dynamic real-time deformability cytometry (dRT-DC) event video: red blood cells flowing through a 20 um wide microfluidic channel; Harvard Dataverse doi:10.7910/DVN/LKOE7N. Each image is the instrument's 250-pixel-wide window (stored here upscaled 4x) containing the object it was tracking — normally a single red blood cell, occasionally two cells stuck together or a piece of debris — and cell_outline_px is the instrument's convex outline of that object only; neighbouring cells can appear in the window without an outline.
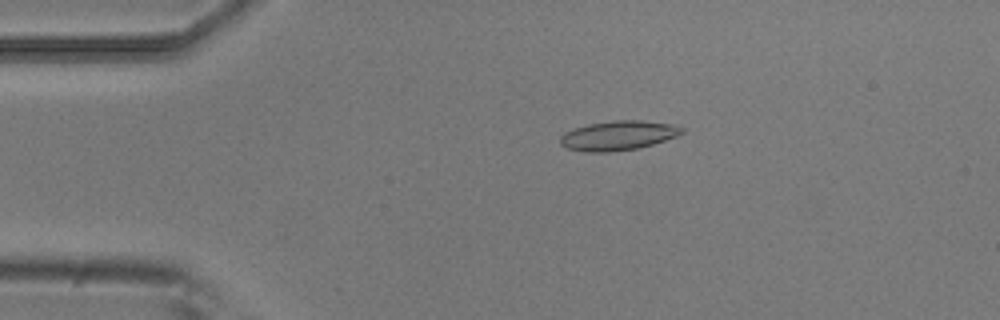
{"species": "common noctule bat (a hibernating species)", "species_latin": "Nyctalus noctula", "temperature_condition": "room temperature", "stored_images_in_passage": 5, "camera_frame_rate_fps": 3000, "um_per_image_px": 0.085, "animal": {"sex": "male", "body_mass_g": 20.5, "forearm_length_mm": 52.5}, "frame": {"image": 1, "passage_image": 5, "time_ms": 1.333, "image_size_px": [1000, 320], "cell_outline_px": [[684, 132], [676, 136], [640, 148], [612, 152], [584, 152], [568, 148], [560, 144], [560, 136], [564, 132], [572, 128], [588, 124], [612, 120], [640, 120], [672, 124], [684, 128]], "centroid_in_image_um": [52.51, 11.52], "position_along_channel_um": 32.5, "area_um2": 21.04}}